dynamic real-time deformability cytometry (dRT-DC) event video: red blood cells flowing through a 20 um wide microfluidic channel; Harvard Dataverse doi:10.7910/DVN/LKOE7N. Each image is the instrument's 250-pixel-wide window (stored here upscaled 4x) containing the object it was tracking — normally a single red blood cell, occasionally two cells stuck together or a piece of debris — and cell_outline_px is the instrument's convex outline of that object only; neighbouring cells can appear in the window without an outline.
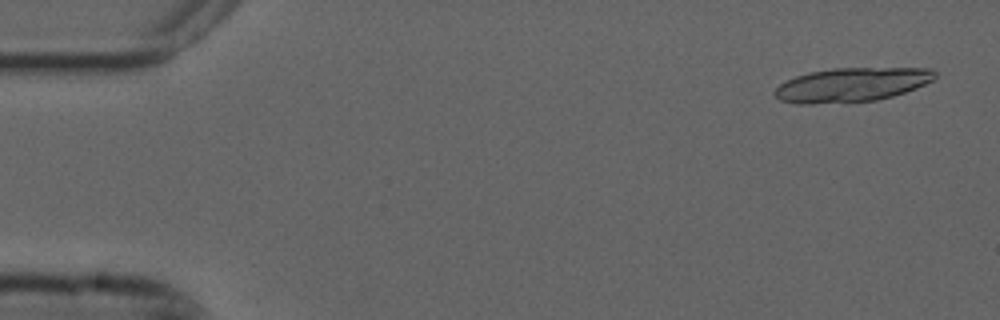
{"species": "common noctule bat (a hibernating species)", "species_latin": "Nyctalus noctula", "temperature_condition": "cold", "stored_images_in_passage": 16, "camera_frame_rate_fps": 3000, "um_per_image_px": 0.085, "animal": {"sex": "male", "forearm_length_mm": 52.5}, "frame": {"image": 1, "passage_image": 3, "time_ms": 0.667, "image_size_px": [1000, 320], "cell_outline_px": [[936, 76], [932, 80], [916, 88], [892, 96], [876, 100], [812, 104], [796, 104], [780, 100], [772, 92], [780, 84], [796, 76], [808, 72], [832, 68], [932, 68], [936, 72]], "centroid_in_image_um": [72.37, 7.2], "position_along_channel_um": 12.6, "area_um2": 31.73}}